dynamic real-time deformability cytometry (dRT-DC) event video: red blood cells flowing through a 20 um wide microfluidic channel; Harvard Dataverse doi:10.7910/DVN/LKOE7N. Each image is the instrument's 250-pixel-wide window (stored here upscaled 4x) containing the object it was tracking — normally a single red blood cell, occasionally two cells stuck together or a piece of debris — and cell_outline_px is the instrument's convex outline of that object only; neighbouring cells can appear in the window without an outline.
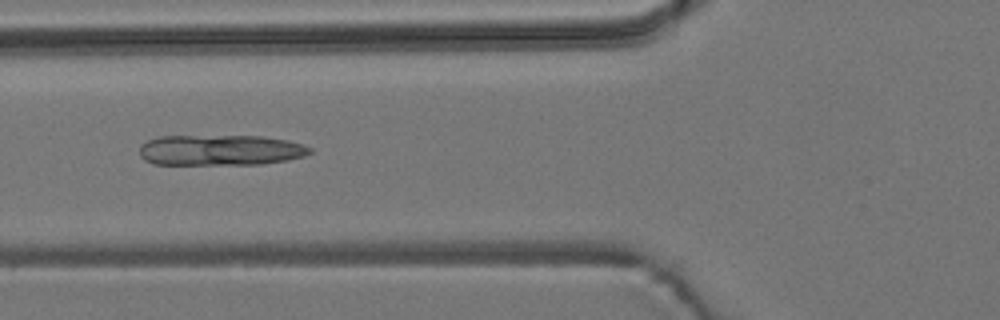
{"species": "common noctule bat (a hibernating species)", "species_latin": "Nyctalus noctula", "temperature_condition": "room temperature", "stored_images_in_passage": 6, "camera_frame_rate_fps": 3000, "um_per_image_px": 0.085, "animal": {"sex": "male", "body_mass_g": 19.2, "forearm_length_mm": 51.8}, "frame": {"image": 1, "passage_image": 4, "time_ms": 1.0, "image_size_px": [1000, 320], "cell_outline_px": [[312, 152], [304, 156], [288, 160], [260, 164], [152, 164], [144, 160], [140, 156], [140, 144], [148, 140], [160, 136], [260, 136], [288, 140], [304, 144], [312, 148]], "centroid_in_image_um": [18.74, 12.76], "position_along_channel_um": 107.1, "area_um2": 30.63}}
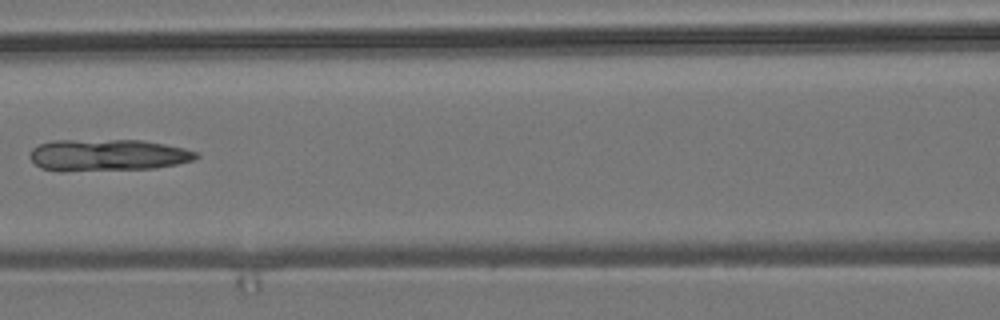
{"frame": {"image": 2, "passage_image": 5, "time_ms": 1.333, "image_size_px": [1000, 320], "cell_outline_px": [[200, 156], [196, 160], [156, 168], [64, 172], [60, 172], [40, 168], [28, 156], [32, 148], [40, 144], [52, 140], [144, 140], [184, 148], [196, 152]], "centroid_in_image_um": [9.13, 13.19], "position_along_channel_um": 157.5, "area_um2": 31.27}}
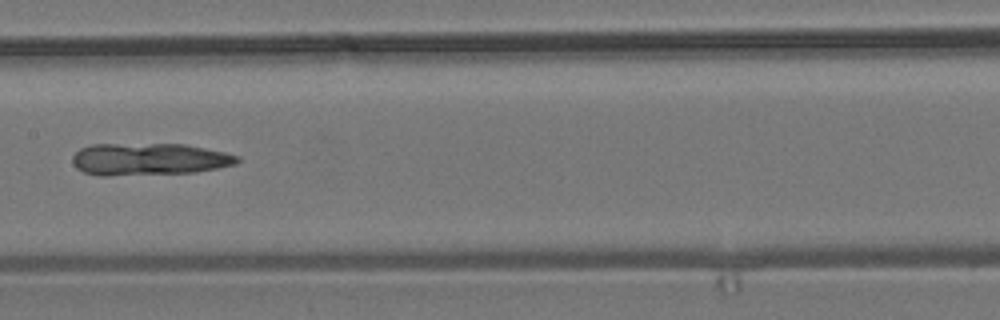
{"frame": {"image": 3, "passage_image": 6, "time_ms": 1.667, "image_size_px": [1000, 320], "cell_outline_px": [[240, 160], [236, 164], [196, 172], [108, 176], [100, 176], [84, 172], [76, 168], [72, 164], [72, 156], [80, 148], [92, 144], [184, 144], [224, 152], [240, 156]], "centroid_in_image_um": [12.63, 13.53], "position_along_channel_um": 194.8, "area_um2": 31.04}}